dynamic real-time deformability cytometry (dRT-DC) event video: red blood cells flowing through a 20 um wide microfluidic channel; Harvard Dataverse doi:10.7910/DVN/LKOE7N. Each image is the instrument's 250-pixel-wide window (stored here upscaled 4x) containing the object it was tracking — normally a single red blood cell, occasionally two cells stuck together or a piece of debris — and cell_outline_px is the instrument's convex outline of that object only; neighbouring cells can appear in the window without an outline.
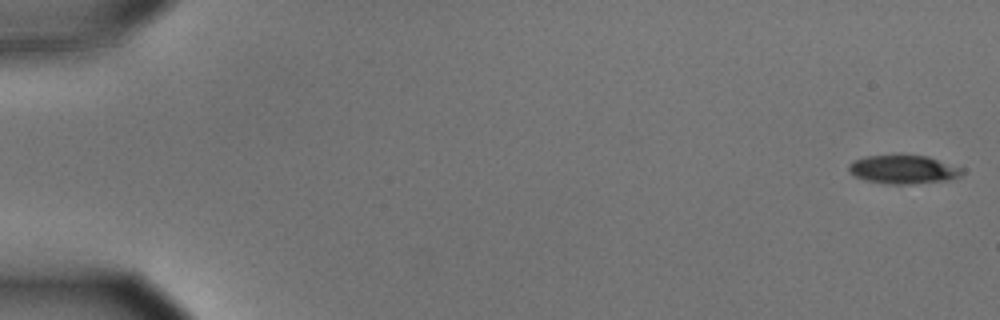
{"species": "common noctule bat (a hibernating species)", "species_latin": "Nyctalus noctula", "temperature_condition": "cold", "stored_images_in_passage": 55, "camera_frame_rate_fps": 3000, "um_per_image_px": 0.085, "animal": {"sex": "male", "body_mass_g": 15.6}, "frame": {"image": 1, "passage_image": 1, "time_ms": 0.0, "image_size_px": [1000, 320], "cell_outline_px": [[964, 172], [960, 176], [948, 180], [908, 184], [888, 184], [864, 180], [848, 172], [848, 164], [852, 160], [864, 156], [928, 156], [964, 168]], "centroid_in_image_um": [76.78, 14.41], "position_along_channel_um": 8.2, "area_um2": 18.9}}
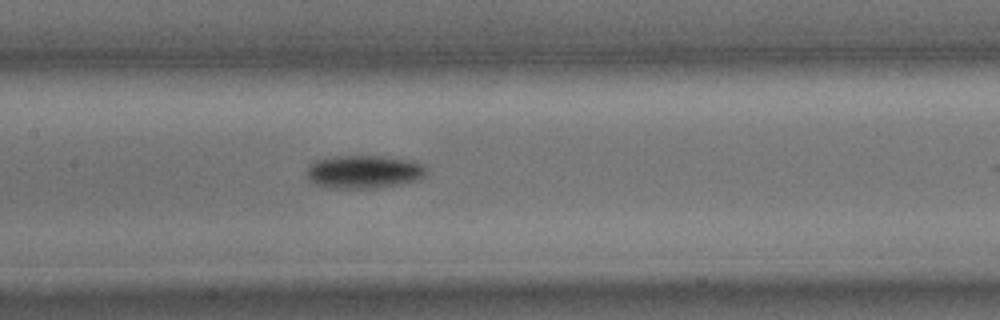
{"frame": {"image": 2, "passage_image": 28, "time_ms": 9.0, "image_size_px": [1000, 320], "cell_outline_px": [[428, 172], [420, 180], [400, 184], [376, 188], [336, 188], [316, 184], [308, 180], [304, 176], [308, 164], [312, 160], [332, 156], [384, 156], [412, 160], [424, 164], [428, 168]], "centroid_in_image_um": [30.93, 14.59], "position_along_channel_um": 176.5, "area_um2": 23.76}}
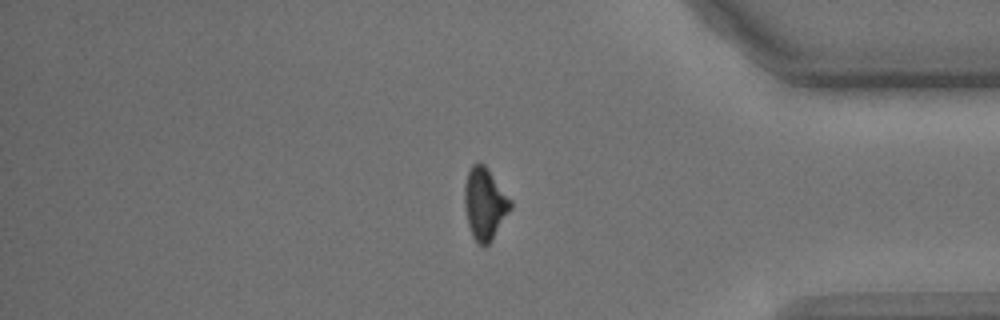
{"frame": {"image": 3, "passage_image": 48, "time_ms": 15.667, "image_size_px": [1000, 320], "cell_outline_px": [[512, 208], [492, 240], [484, 248], [472, 236], [468, 224], [464, 204], [464, 184], [468, 172], [472, 164], [484, 164], [488, 168], [512, 200]], "centroid_in_image_um": [41.21, 17.32], "position_along_channel_um": 394.0, "area_um2": 19.36}}